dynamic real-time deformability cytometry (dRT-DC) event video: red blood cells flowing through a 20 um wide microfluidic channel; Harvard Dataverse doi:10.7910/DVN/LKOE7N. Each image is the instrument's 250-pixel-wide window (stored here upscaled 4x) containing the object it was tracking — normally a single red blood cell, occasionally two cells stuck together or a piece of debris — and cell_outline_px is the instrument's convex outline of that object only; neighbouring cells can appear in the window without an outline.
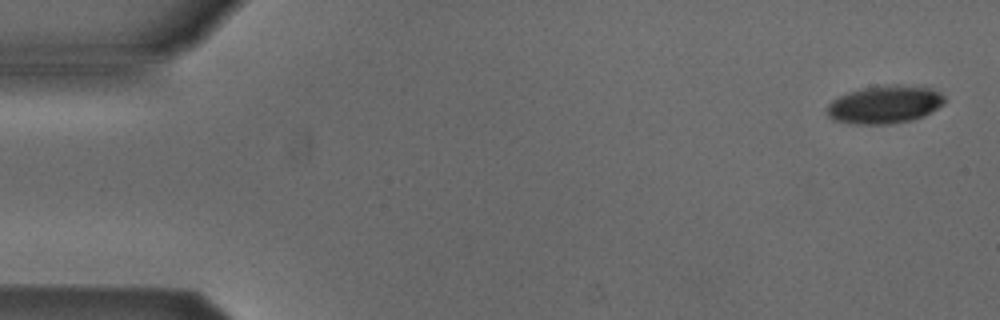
{"species": "Egyptian fruit bat (a non-hibernating species)", "species_latin": "Rousettus aegyptiacus", "temperature_condition": "cold", "stored_images_in_passage": 52, "camera_frame_rate_fps": 3000, "um_per_image_px": 0.085, "animal": {"sex": "male"}, "frame": {"image": 1, "passage_image": 1, "time_ms": 0.0, "image_size_px": [1000, 320], "cell_outline_px": [[944, 104], [924, 116], [912, 120], [888, 124], [856, 124], [832, 120], [828, 116], [828, 104], [832, 100], [840, 96], [864, 88], [892, 84], [896, 84], [932, 88], [940, 92], [944, 96]], "centroid_in_image_um": [75.23, 8.89], "position_along_channel_um": 9.8, "area_um2": 25.84}}
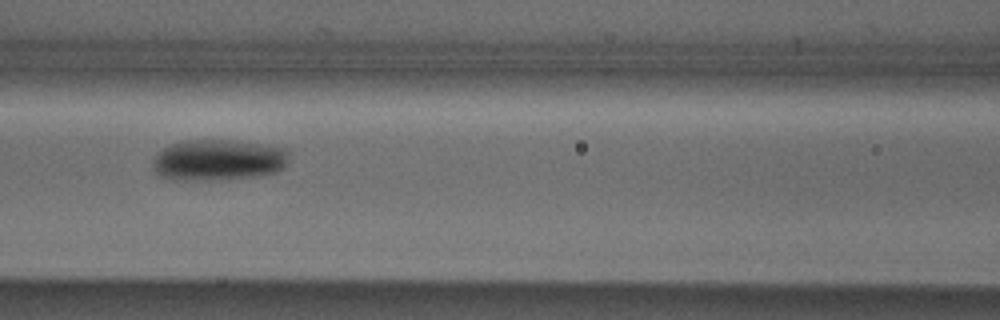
{"frame": {"image": 2, "passage_image": 22, "time_ms": 7.0, "image_size_px": [1000, 320], "cell_outline_px": [[288, 160], [276, 172], [260, 176], [184, 180], [172, 180], [160, 176], [152, 168], [152, 160], [164, 148], [172, 144], [184, 140], [232, 140], [284, 148], [288, 152]], "centroid_in_image_um": [18.5, 13.59], "position_along_channel_um": 148.1, "area_um2": 32.14}}
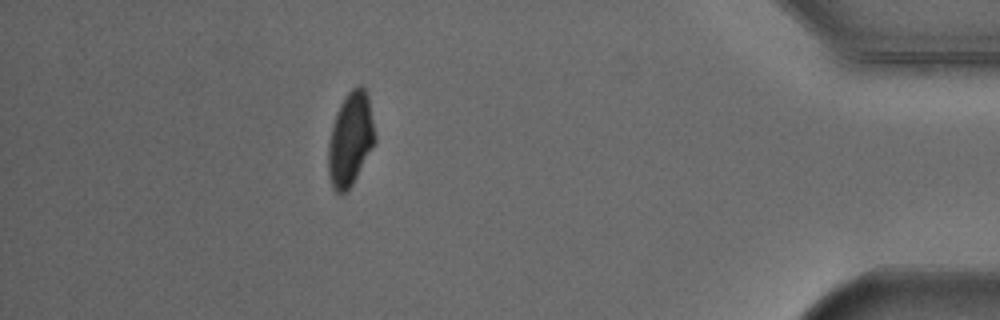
{"frame": {"image": 3, "passage_image": 46, "time_ms": 15.0, "image_size_px": [1000, 320], "cell_outline_px": [[376, 140], [352, 184], [344, 192], [336, 192], [332, 188], [328, 172], [328, 144], [332, 124], [336, 112], [344, 96], [352, 88], [360, 84], [364, 88], [368, 96], [376, 136]], "centroid_in_image_um": [29.77, 11.79], "position_along_channel_um": 405.4, "area_um2": 25.32}, "authors_computed_cell_mechanics": {"area_um2": 28.0619, "velocity_mm_per_s": 3.874, "shape_relaxation_time_tau1_ms": 2.0342, "shape_relaxation_time_tau2_ms": null, "deformation_change_tau1": 0.1219, "deformation_change_tau2": null}}